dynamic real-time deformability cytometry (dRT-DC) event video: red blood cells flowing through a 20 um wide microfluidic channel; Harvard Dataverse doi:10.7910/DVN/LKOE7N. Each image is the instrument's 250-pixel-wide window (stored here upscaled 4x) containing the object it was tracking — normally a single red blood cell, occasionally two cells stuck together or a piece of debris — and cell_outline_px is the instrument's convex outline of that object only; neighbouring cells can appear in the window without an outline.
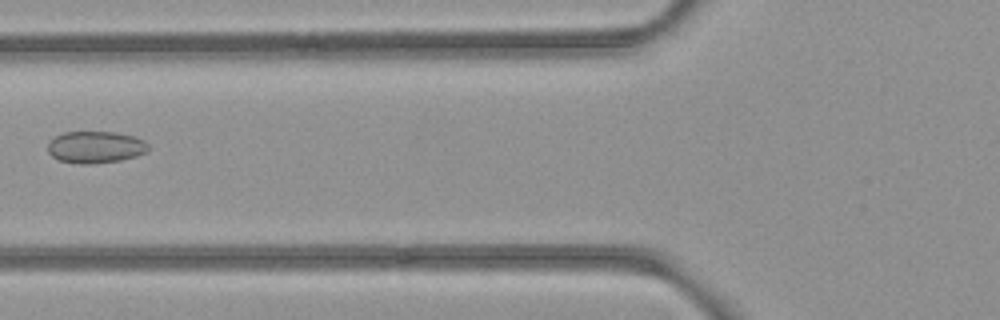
{"species": "common noctule bat (a hibernating species)", "species_latin": "Nyctalus noctula", "temperature_condition": "room temperature", "stored_images_in_passage": 2, "camera_frame_rate_fps": 3000, "um_per_image_px": 0.085, "animal": {"sex": "female", "body_mass_g": 21.9}, "frame": {"image": 1, "passage_image": 2, "time_ms": 0.333, "image_size_px": [1000, 320], "cell_outline_px": [[148, 148], [144, 152], [136, 156], [120, 160], [88, 164], [80, 164], [60, 160], [52, 156], [48, 152], [48, 144], [56, 136], [64, 132], [116, 132], [132, 136], [144, 140], [148, 144]], "centroid_in_image_um": [8.11, 12.5], "position_along_channel_um": 117.7, "area_um2": 18.44}}